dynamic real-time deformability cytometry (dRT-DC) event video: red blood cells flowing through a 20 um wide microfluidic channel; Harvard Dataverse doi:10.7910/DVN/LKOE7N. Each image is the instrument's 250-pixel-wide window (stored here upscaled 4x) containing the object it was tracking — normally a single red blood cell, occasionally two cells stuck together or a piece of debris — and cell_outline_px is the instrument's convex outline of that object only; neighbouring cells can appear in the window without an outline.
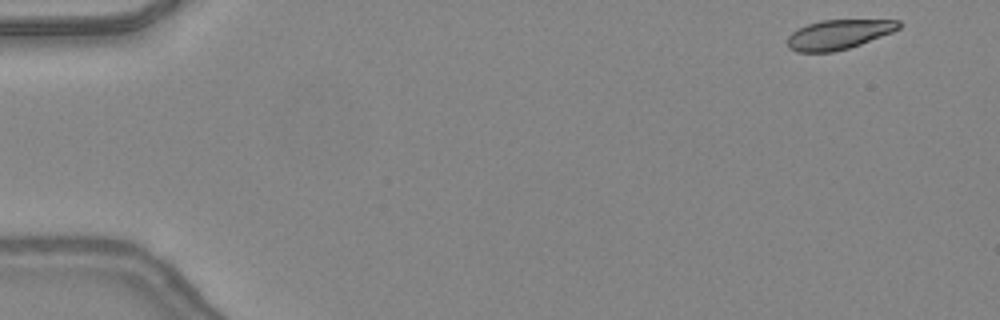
{"species": "common noctule bat (a hibernating species)", "species_latin": "Nyctalus noctula", "temperature_condition": "warm", "stored_images_in_passage": 45, "camera_frame_rate_fps": 3000, "um_per_image_px": 0.085, "animal": {"sex": "female", "body_mass_g": 24.6, "forearm_length_mm": 56.2}, "frame": {"image": 1, "passage_image": 1, "time_ms": 0.0, "image_size_px": [1000, 320], "cell_outline_px": [[900, 28], [892, 32], [860, 44], [848, 48], [832, 52], [796, 52], [788, 48], [788, 36], [796, 28], [820, 20], [900, 20]], "centroid_in_image_um": [71.24, 2.93], "position_along_channel_um": 13.8, "area_um2": 19.13}}
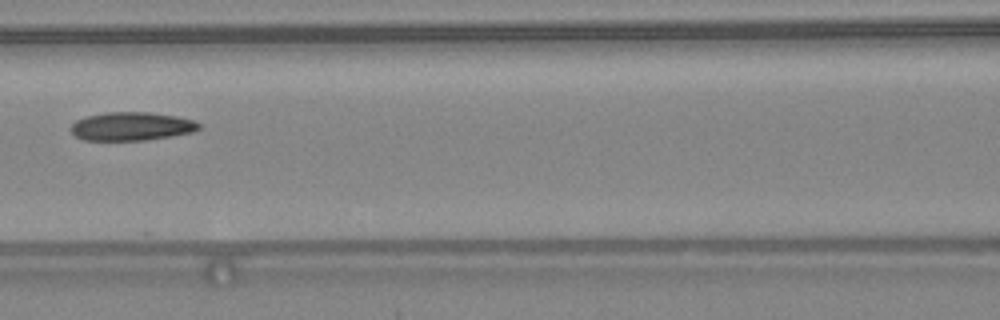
{"frame": {"image": 2, "passage_image": 20, "time_ms": 6.333, "image_size_px": [1000, 320], "cell_outline_px": [[200, 128], [192, 132], [172, 136], [148, 140], [84, 140], [76, 136], [68, 128], [76, 120], [84, 116], [104, 112], [148, 112], [176, 116], [192, 120], [200, 124]], "centroid_in_image_um": [11.14, 10.73], "position_along_channel_um": 155.5, "area_um2": 21.33}}
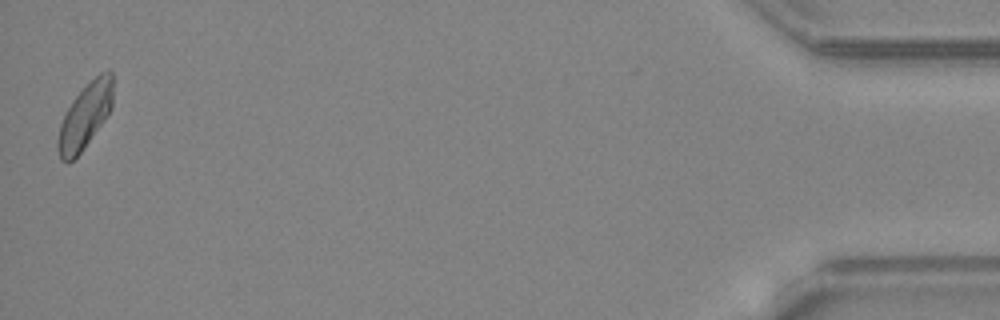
{"frame": {"image": 3, "passage_image": 45, "time_ms": 14.667, "image_size_px": [1000, 320], "cell_outline_px": [[112, 108], [104, 120], [80, 152], [68, 164], [60, 160], [56, 148], [56, 140], [60, 124], [64, 112], [72, 100], [100, 72], [108, 68], [112, 72]], "centroid_in_image_um": [7.19, 9.88], "position_along_channel_um": 428.0, "area_um2": 20.87}, "authors_computed_cell_mechanics": {"area_um2": 21.0392, "velocity_mm_per_s": 4.3748, "shape_relaxation_time_tau1_ms": 7.8803, "shape_relaxation_time_tau2_ms": 6.2462, "deformation_change_tau1": 0.1946, "deformation_change_tau2": 0.1282}}